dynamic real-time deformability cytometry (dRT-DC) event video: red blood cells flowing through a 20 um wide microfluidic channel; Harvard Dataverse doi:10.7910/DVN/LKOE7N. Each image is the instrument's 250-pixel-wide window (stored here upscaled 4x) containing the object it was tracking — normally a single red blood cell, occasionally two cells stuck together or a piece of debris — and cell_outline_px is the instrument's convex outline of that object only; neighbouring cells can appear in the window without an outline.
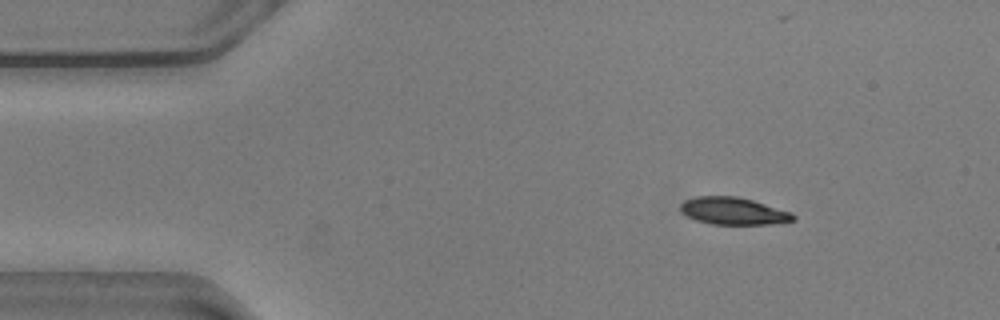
{"species": "common noctule bat (a hibernating species)", "species_latin": "Nyctalus noctula", "temperature_condition": "warm", "stored_images_in_passage": 49, "camera_frame_rate_fps": 3000, "um_per_image_px": 0.085, "animal": {"sex": "male", "body_mass_g": 20.5, "forearm_length_mm": 52.5}, "frame": {"image": 1, "passage_image": 1, "time_ms": 0.0, "image_size_px": [1000, 320], "cell_outline_px": [[796, 220], [772, 224], [712, 224], [696, 220], [680, 212], [680, 204], [684, 200], [696, 196], [736, 196], [752, 200], [792, 212], [796, 216]], "centroid_in_image_um": [62.33, 17.93], "position_along_channel_um": 22.7, "area_um2": 17.98}}
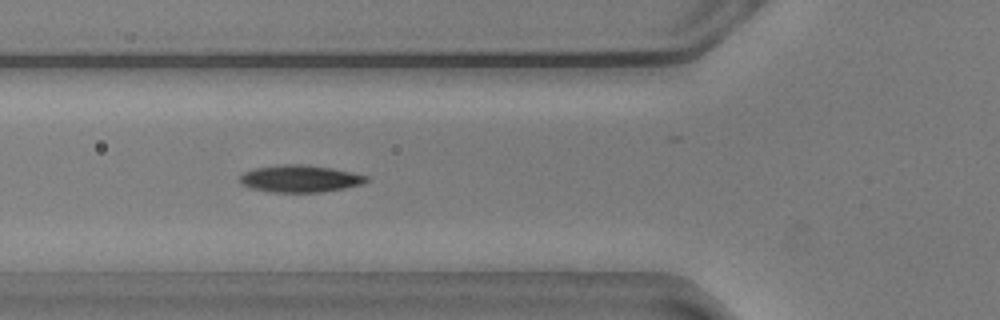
{"frame": {"image": 2, "passage_image": 13, "time_ms": 4.0, "image_size_px": [1000, 320], "cell_outline_px": [[368, 180], [360, 184], [344, 188], [320, 192], [272, 192], [252, 188], [240, 184], [240, 176], [244, 172], [256, 168], [284, 164], [300, 164], [332, 168], [352, 172], [368, 176]], "centroid_in_image_um": [25.49, 15.18], "position_along_channel_um": 100.3, "area_um2": 19.77}}
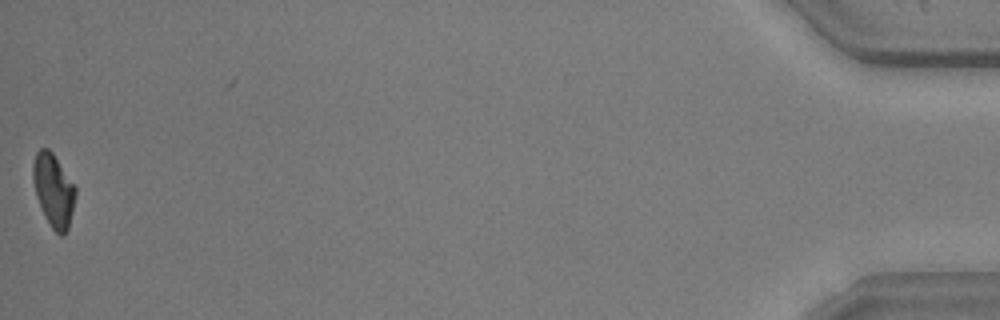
{"frame": {"image": 3, "passage_image": 49, "time_ms": 16.0, "image_size_px": [1000, 320], "cell_outline_px": [[76, 196], [68, 228], [60, 236], [52, 228], [44, 216], [36, 196], [32, 180], [32, 164], [36, 152], [40, 148], [48, 148], [52, 152], [76, 188]], "centroid_in_image_um": [4.52, 16.16], "position_along_channel_um": 430.7, "area_um2": 17.98}, "authors_computed_cell_mechanics": {"area_um2": 19.1318, "velocity_mm_per_s": 3.6057, "shape_relaxation_time_tau1_ms": 4.6263, "shape_relaxation_time_tau2_ms": 6.3208, "deformation_change_tau1": 0.1528, "deformation_change_tau2": 0.1264}}